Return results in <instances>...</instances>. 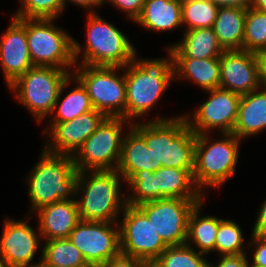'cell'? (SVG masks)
<instances>
[{
	"label": "cell",
	"mask_w": 266,
	"mask_h": 267,
	"mask_svg": "<svg viewBox=\"0 0 266 267\" xmlns=\"http://www.w3.org/2000/svg\"><path fill=\"white\" fill-rule=\"evenodd\" d=\"M156 116L132 123L154 156L155 171L160 167L194 170L196 134L183 114Z\"/></svg>",
	"instance_id": "1"
},
{
	"label": "cell",
	"mask_w": 266,
	"mask_h": 267,
	"mask_svg": "<svg viewBox=\"0 0 266 267\" xmlns=\"http://www.w3.org/2000/svg\"><path fill=\"white\" fill-rule=\"evenodd\" d=\"M218 10L219 7L210 0H182L183 30L212 28Z\"/></svg>",
	"instance_id": "30"
},
{
	"label": "cell",
	"mask_w": 266,
	"mask_h": 267,
	"mask_svg": "<svg viewBox=\"0 0 266 267\" xmlns=\"http://www.w3.org/2000/svg\"><path fill=\"white\" fill-rule=\"evenodd\" d=\"M244 241L243 230L235 220L220 218L215 241L217 256L248 254V242Z\"/></svg>",
	"instance_id": "31"
},
{
	"label": "cell",
	"mask_w": 266,
	"mask_h": 267,
	"mask_svg": "<svg viewBox=\"0 0 266 267\" xmlns=\"http://www.w3.org/2000/svg\"><path fill=\"white\" fill-rule=\"evenodd\" d=\"M36 214L42 241L68 238L80 221L76 199L60 200L46 205Z\"/></svg>",
	"instance_id": "21"
},
{
	"label": "cell",
	"mask_w": 266,
	"mask_h": 267,
	"mask_svg": "<svg viewBox=\"0 0 266 267\" xmlns=\"http://www.w3.org/2000/svg\"><path fill=\"white\" fill-rule=\"evenodd\" d=\"M260 87V65L257 54L244 50L224 51L221 54L220 88L244 95Z\"/></svg>",
	"instance_id": "18"
},
{
	"label": "cell",
	"mask_w": 266,
	"mask_h": 267,
	"mask_svg": "<svg viewBox=\"0 0 266 267\" xmlns=\"http://www.w3.org/2000/svg\"><path fill=\"white\" fill-rule=\"evenodd\" d=\"M207 256L188 244L168 246L153 262L157 267H208Z\"/></svg>",
	"instance_id": "32"
},
{
	"label": "cell",
	"mask_w": 266,
	"mask_h": 267,
	"mask_svg": "<svg viewBox=\"0 0 266 267\" xmlns=\"http://www.w3.org/2000/svg\"><path fill=\"white\" fill-rule=\"evenodd\" d=\"M204 203L205 198L196 204L189 215L186 244L197 252L208 256L209 253L215 252V241L220 218L215 215L202 216L201 212Z\"/></svg>",
	"instance_id": "26"
},
{
	"label": "cell",
	"mask_w": 266,
	"mask_h": 267,
	"mask_svg": "<svg viewBox=\"0 0 266 267\" xmlns=\"http://www.w3.org/2000/svg\"><path fill=\"white\" fill-rule=\"evenodd\" d=\"M40 256L42 261L38 266L51 267H85L88 265L83 254L69 238L42 241Z\"/></svg>",
	"instance_id": "29"
},
{
	"label": "cell",
	"mask_w": 266,
	"mask_h": 267,
	"mask_svg": "<svg viewBox=\"0 0 266 267\" xmlns=\"http://www.w3.org/2000/svg\"><path fill=\"white\" fill-rule=\"evenodd\" d=\"M252 7L260 11H266V0H253Z\"/></svg>",
	"instance_id": "43"
},
{
	"label": "cell",
	"mask_w": 266,
	"mask_h": 267,
	"mask_svg": "<svg viewBox=\"0 0 266 267\" xmlns=\"http://www.w3.org/2000/svg\"><path fill=\"white\" fill-rule=\"evenodd\" d=\"M208 98L193 113L184 116L195 134H212L213 130L232 133L238 116L241 95L222 88L205 91Z\"/></svg>",
	"instance_id": "14"
},
{
	"label": "cell",
	"mask_w": 266,
	"mask_h": 267,
	"mask_svg": "<svg viewBox=\"0 0 266 267\" xmlns=\"http://www.w3.org/2000/svg\"><path fill=\"white\" fill-rule=\"evenodd\" d=\"M100 7L106 4L107 0H94Z\"/></svg>",
	"instance_id": "45"
},
{
	"label": "cell",
	"mask_w": 266,
	"mask_h": 267,
	"mask_svg": "<svg viewBox=\"0 0 266 267\" xmlns=\"http://www.w3.org/2000/svg\"><path fill=\"white\" fill-rule=\"evenodd\" d=\"M167 48L173 55L174 81H190L204 92L220 88V57L193 59L186 57L173 43Z\"/></svg>",
	"instance_id": "20"
},
{
	"label": "cell",
	"mask_w": 266,
	"mask_h": 267,
	"mask_svg": "<svg viewBox=\"0 0 266 267\" xmlns=\"http://www.w3.org/2000/svg\"><path fill=\"white\" fill-rule=\"evenodd\" d=\"M218 7H241L250 8L252 7L253 0H210Z\"/></svg>",
	"instance_id": "40"
},
{
	"label": "cell",
	"mask_w": 266,
	"mask_h": 267,
	"mask_svg": "<svg viewBox=\"0 0 266 267\" xmlns=\"http://www.w3.org/2000/svg\"><path fill=\"white\" fill-rule=\"evenodd\" d=\"M181 11L182 0H146L134 23L158 33L182 29Z\"/></svg>",
	"instance_id": "23"
},
{
	"label": "cell",
	"mask_w": 266,
	"mask_h": 267,
	"mask_svg": "<svg viewBox=\"0 0 266 267\" xmlns=\"http://www.w3.org/2000/svg\"><path fill=\"white\" fill-rule=\"evenodd\" d=\"M142 267H157L154 263H144Z\"/></svg>",
	"instance_id": "46"
},
{
	"label": "cell",
	"mask_w": 266,
	"mask_h": 267,
	"mask_svg": "<svg viewBox=\"0 0 266 267\" xmlns=\"http://www.w3.org/2000/svg\"><path fill=\"white\" fill-rule=\"evenodd\" d=\"M73 70L33 66L7 89L13 92L37 123L47 120L58 99L60 89Z\"/></svg>",
	"instance_id": "8"
},
{
	"label": "cell",
	"mask_w": 266,
	"mask_h": 267,
	"mask_svg": "<svg viewBox=\"0 0 266 267\" xmlns=\"http://www.w3.org/2000/svg\"><path fill=\"white\" fill-rule=\"evenodd\" d=\"M117 170L78 171L76 200L82 221L118 222L127 202Z\"/></svg>",
	"instance_id": "3"
},
{
	"label": "cell",
	"mask_w": 266,
	"mask_h": 267,
	"mask_svg": "<svg viewBox=\"0 0 266 267\" xmlns=\"http://www.w3.org/2000/svg\"><path fill=\"white\" fill-rule=\"evenodd\" d=\"M257 56L260 65L261 87L266 88V49L260 51Z\"/></svg>",
	"instance_id": "42"
},
{
	"label": "cell",
	"mask_w": 266,
	"mask_h": 267,
	"mask_svg": "<svg viewBox=\"0 0 266 267\" xmlns=\"http://www.w3.org/2000/svg\"><path fill=\"white\" fill-rule=\"evenodd\" d=\"M266 49V11L246 10L242 50L258 54Z\"/></svg>",
	"instance_id": "33"
},
{
	"label": "cell",
	"mask_w": 266,
	"mask_h": 267,
	"mask_svg": "<svg viewBox=\"0 0 266 267\" xmlns=\"http://www.w3.org/2000/svg\"><path fill=\"white\" fill-rule=\"evenodd\" d=\"M0 267H12V266H10L7 263V261L2 256H0Z\"/></svg>",
	"instance_id": "44"
},
{
	"label": "cell",
	"mask_w": 266,
	"mask_h": 267,
	"mask_svg": "<svg viewBox=\"0 0 266 267\" xmlns=\"http://www.w3.org/2000/svg\"><path fill=\"white\" fill-rule=\"evenodd\" d=\"M254 247V248H253ZM249 249L252 251H249ZM248 251L250 252L251 259L248 260L251 265L256 267H266V237H259L256 235H250L248 241Z\"/></svg>",
	"instance_id": "35"
},
{
	"label": "cell",
	"mask_w": 266,
	"mask_h": 267,
	"mask_svg": "<svg viewBox=\"0 0 266 267\" xmlns=\"http://www.w3.org/2000/svg\"><path fill=\"white\" fill-rule=\"evenodd\" d=\"M63 1H64L65 10L67 7L66 5H68L69 3H71L72 5L79 6L78 8L85 9L87 13L98 12L97 9H99L100 7L94 0H63Z\"/></svg>",
	"instance_id": "41"
},
{
	"label": "cell",
	"mask_w": 266,
	"mask_h": 267,
	"mask_svg": "<svg viewBox=\"0 0 266 267\" xmlns=\"http://www.w3.org/2000/svg\"><path fill=\"white\" fill-rule=\"evenodd\" d=\"M248 267H256V266H254V265H251V264L249 263Z\"/></svg>",
	"instance_id": "48"
},
{
	"label": "cell",
	"mask_w": 266,
	"mask_h": 267,
	"mask_svg": "<svg viewBox=\"0 0 266 267\" xmlns=\"http://www.w3.org/2000/svg\"><path fill=\"white\" fill-rule=\"evenodd\" d=\"M119 72L120 74H118ZM72 75L87 90L95 110L102 112L106 117H123L125 119L124 67L76 65Z\"/></svg>",
	"instance_id": "10"
},
{
	"label": "cell",
	"mask_w": 266,
	"mask_h": 267,
	"mask_svg": "<svg viewBox=\"0 0 266 267\" xmlns=\"http://www.w3.org/2000/svg\"><path fill=\"white\" fill-rule=\"evenodd\" d=\"M106 116L95 109L63 123H48L43 149L52 154L73 156L102 123Z\"/></svg>",
	"instance_id": "17"
},
{
	"label": "cell",
	"mask_w": 266,
	"mask_h": 267,
	"mask_svg": "<svg viewBox=\"0 0 266 267\" xmlns=\"http://www.w3.org/2000/svg\"><path fill=\"white\" fill-rule=\"evenodd\" d=\"M28 216L26 220L4 218L0 236V256L12 267H38L42 261V257H39V261L33 262L37 252L42 250V238L38 226L33 228L29 225L28 221L32 215Z\"/></svg>",
	"instance_id": "16"
},
{
	"label": "cell",
	"mask_w": 266,
	"mask_h": 267,
	"mask_svg": "<svg viewBox=\"0 0 266 267\" xmlns=\"http://www.w3.org/2000/svg\"><path fill=\"white\" fill-rule=\"evenodd\" d=\"M56 19L26 18V36L34 66L74 70V37Z\"/></svg>",
	"instance_id": "9"
},
{
	"label": "cell",
	"mask_w": 266,
	"mask_h": 267,
	"mask_svg": "<svg viewBox=\"0 0 266 267\" xmlns=\"http://www.w3.org/2000/svg\"><path fill=\"white\" fill-rule=\"evenodd\" d=\"M118 224L121 252L126 255L153 263L168 247L137 206L126 204Z\"/></svg>",
	"instance_id": "12"
},
{
	"label": "cell",
	"mask_w": 266,
	"mask_h": 267,
	"mask_svg": "<svg viewBox=\"0 0 266 267\" xmlns=\"http://www.w3.org/2000/svg\"><path fill=\"white\" fill-rule=\"evenodd\" d=\"M86 19L84 46L74 38L76 65L125 67L134 60L137 49L126 34L98 12L87 13Z\"/></svg>",
	"instance_id": "5"
},
{
	"label": "cell",
	"mask_w": 266,
	"mask_h": 267,
	"mask_svg": "<svg viewBox=\"0 0 266 267\" xmlns=\"http://www.w3.org/2000/svg\"><path fill=\"white\" fill-rule=\"evenodd\" d=\"M9 23L0 37V67L7 87L34 66L26 36V18L12 16Z\"/></svg>",
	"instance_id": "19"
},
{
	"label": "cell",
	"mask_w": 266,
	"mask_h": 267,
	"mask_svg": "<svg viewBox=\"0 0 266 267\" xmlns=\"http://www.w3.org/2000/svg\"><path fill=\"white\" fill-rule=\"evenodd\" d=\"M146 0H107L113 7H116L120 13L123 12L125 16L132 22L141 14L143 4Z\"/></svg>",
	"instance_id": "36"
},
{
	"label": "cell",
	"mask_w": 266,
	"mask_h": 267,
	"mask_svg": "<svg viewBox=\"0 0 266 267\" xmlns=\"http://www.w3.org/2000/svg\"><path fill=\"white\" fill-rule=\"evenodd\" d=\"M132 123L123 117H106L72 156L78 171L117 170L125 131ZM127 126V127H126ZM127 128V129H126Z\"/></svg>",
	"instance_id": "11"
},
{
	"label": "cell",
	"mask_w": 266,
	"mask_h": 267,
	"mask_svg": "<svg viewBox=\"0 0 266 267\" xmlns=\"http://www.w3.org/2000/svg\"><path fill=\"white\" fill-rule=\"evenodd\" d=\"M68 238L88 264L103 265L121 252L118 222L80 220Z\"/></svg>",
	"instance_id": "15"
},
{
	"label": "cell",
	"mask_w": 266,
	"mask_h": 267,
	"mask_svg": "<svg viewBox=\"0 0 266 267\" xmlns=\"http://www.w3.org/2000/svg\"><path fill=\"white\" fill-rule=\"evenodd\" d=\"M260 205L256 216L257 218L252 226L251 234L259 237H266V198Z\"/></svg>",
	"instance_id": "39"
},
{
	"label": "cell",
	"mask_w": 266,
	"mask_h": 267,
	"mask_svg": "<svg viewBox=\"0 0 266 267\" xmlns=\"http://www.w3.org/2000/svg\"><path fill=\"white\" fill-rule=\"evenodd\" d=\"M71 82L73 84L76 83L74 84L75 87L72 88L70 92L68 91V94L64 96L63 92L65 93L66 88H68ZM62 95L63 97L61 98ZM93 109L87 90L83 84L71 74L60 89L54 108L50 116L47 118H52L48 123H63L70 121Z\"/></svg>",
	"instance_id": "25"
},
{
	"label": "cell",
	"mask_w": 266,
	"mask_h": 267,
	"mask_svg": "<svg viewBox=\"0 0 266 267\" xmlns=\"http://www.w3.org/2000/svg\"><path fill=\"white\" fill-rule=\"evenodd\" d=\"M246 8L219 7L213 29L224 51L242 50Z\"/></svg>",
	"instance_id": "27"
},
{
	"label": "cell",
	"mask_w": 266,
	"mask_h": 267,
	"mask_svg": "<svg viewBox=\"0 0 266 267\" xmlns=\"http://www.w3.org/2000/svg\"><path fill=\"white\" fill-rule=\"evenodd\" d=\"M203 199L163 198L141 203L137 207L146 215L167 246L186 243L188 218Z\"/></svg>",
	"instance_id": "13"
},
{
	"label": "cell",
	"mask_w": 266,
	"mask_h": 267,
	"mask_svg": "<svg viewBox=\"0 0 266 267\" xmlns=\"http://www.w3.org/2000/svg\"><path fill=\"white\" fill-rule=\"evenodd\" d=\"M181 38L174 45L188 58L220 57L224 52L213 28L187 30Z\"/></svg>",
	"instance_id": "28"
},
{
	"label": "cell",
	"mask_w": 266,
	"mask_h": 267,
	"mask_svg": "<svg viewBox=\"0 0 266 267\" xmlns=\"http://www.w3.org/2000/svg\"><path fill=\"white\" fill-rule=\"evenodd\" d=\"M85 267H102V265H99V264H88Z\"/></svg>",
	"instance_id": "47"
},
{
	"label": "cell",
	"mask_w": 266,
	"mask_h": 267,
	"mask_svg": "<svg viewBox=\"0 0 266 267\" xmlns=\"http://www.w3.org/2000/svg\"><path fill=\"white\" fill-rule=\"evenodd\" d=\"M15 18L57 19L65 12L63 0H19Z\"/></svg>",
	"instance_id": "34"
},
{
	"label": "cell",
	"mask_w": 266,
	"mask_h": 267,
	"mask_svg": "<svg viewBox=\"0 0 266 267\" xmlns=\"http://www.w3.org/2000/svg\"><path fill=\"white\" fill-rule=\"evenodd\" d=\"M215 264L208 261V267H248L249 260L247 254L221 255Z\"/></svg>",
	"instance_id": "37"
},
{
	"label": "cell",
	"mask_w": 266,
	"mask_h": 267,
	"mask_svg": "<svg viewBox=\"0 0 266 267\" xmlns=\"http://www.w3.org/2000/svg\"><path fill=\"white\" fill-rule=\"evenodd\" d=\"M143 264L144 262L138 258L120 252L105 262L102 267H142Z\"/></svg>",
	"instance_id": "38"
},
{
	"label": "cell",
	"mask_w": 266,
	"mask_h": 267,
	"mask_svg": "<svg viewBox=\"0 0 266 267\" xmlns=\"http://www.w3.org/2000/svg\"><path fill=\"white\" fill-rule=\"evenodd\" d=\"M266 129V88L241 95L233 134L242 141Z\"/></svg>",
	"instance_id": "22"
},
{
	"label": "cell",
	"mask_w": 266,
	"mask_h": 267,
	"mask_svg": "<svg viewBox=\"0 0 266 267\" xmlns=\"http://www.w3.org/2000/svg\"><path fill=\"white\" fill-rule=\"evenodd\" d=\"M193 170L160 167L136 172L126 183V202L132 206L163 198L204 199L193 181ZM128 193V194H127Z\"/></svg>",
	"instance_id": "7"
},
{
	"label": "cell",
	"mask_w": 266,
	"mask_h": 267,
	"mask_svg": "<svg viewBox=\"0 0 266 267\" xmlns=\"http://www.w3.org/2000/svg\"><path fill=\"white\" fill-rule=\"evenodd\" d=\"M166 49L165 58H139L136 51L134 60L124 67L125 119L131 123L145 118L174 81L173 55L169 48Z\"/></svg>",
	"instance_id": "2"
},
{
	"label": "cell",
	"mask_w": 266,
	"mask_h": 267,
	"mask_svg": "<svg viewBox=\"0 0 266 267\" xmlns=\"http://www.w3.org/2000/svg\"><path fill=\"white\" fill-rule=\"evenodd\" d=\"M196 134L193 181L206 198L207 188L217 189L236 174L242 140L233 133Z\"/></svg>",
	"instance_id": "6"
},
{
	"label": "cell",
	"mask_w": 266,
	"mask_h": 267,
	"mask_svg": "<svg viewBox=\"0 0 266 267\" xmlns=\"http://www.w3.org/2000/svg\"><path fill=\"white\" fill-rule=\"evenodd\" d=\"M155 171L154 156L145 140L132 128L124 134L121 156L117 167L125 183L138 171Z\"/></svg>",
	"instance_id": "24"
},
{
	"label": "cell",
	"mask_w": 266,
	"mask_h": 267,
	"mask_svg": "<svg viewBox=\"0 0 266 267\" xmlns=\"http://www.w3.org/2000/svg\"><path fill=\"white\" fill-rule=\"evenodd\" d=\"M39 155L25 179L31 203L27 215L60 200L76 199L78 170L72 156L52 154L43 148Z\"/></svg>",
	"instance_id": "4"
}]
</instances>
